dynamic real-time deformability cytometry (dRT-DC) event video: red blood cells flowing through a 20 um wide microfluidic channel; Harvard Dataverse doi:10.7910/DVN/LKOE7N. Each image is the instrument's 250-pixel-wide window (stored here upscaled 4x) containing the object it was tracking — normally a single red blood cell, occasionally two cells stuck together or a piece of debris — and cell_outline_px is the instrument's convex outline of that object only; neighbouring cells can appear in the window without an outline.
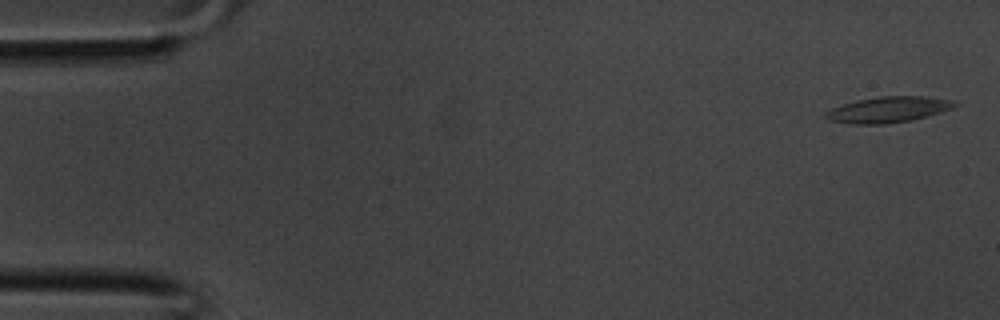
{"species": "common noctule bat (a hibernating species)", "species_latin": "Nyctalus noctula", "temperature_condition": "room temperature", "stored_images_in_passage": 37, "camera_frame_rate_fps": 3000, "um_per_image_px": 0.085, "animal": {"sex": "male", "body_mass_g": 20.1, "forearm_length_mm": 53.5}, "frame": {"image": 1, "passage_image": 1, "time_ms": 0.0, "image_size_px": [1000, 320], "cell_outline_px": [[960, 104], [952, 108], [940, 112], [912, 120], [884, 124], [852, 124], [828, 120], [824, 116], [824, 112], [832, 108], [856, 100], [880, 96], [924, 96], [952, 100]], "centroid_in_image_um": [75.48, 9.31], "position_along_channel_um": 9.5, "area_um2": 19.42}}
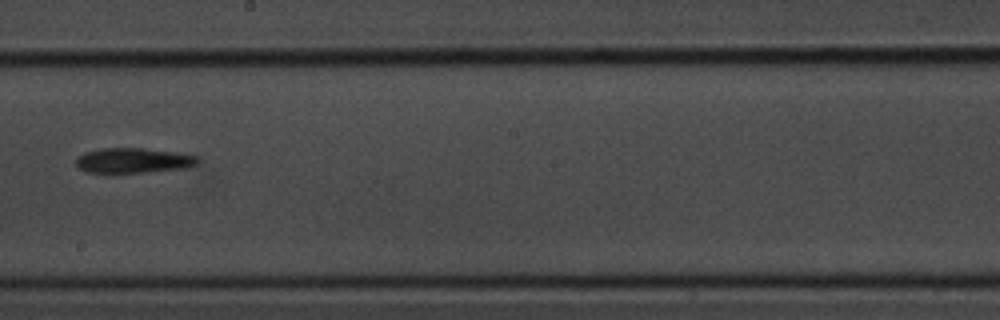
{"frame": {"image": 2, "passage_image": 21, "time_ms": 6.667, "image_size_px": [1000, 320], "cell_outline_px": [[200, 160], [192, 168], [144, 172], [84, 172], [76, 164], [76, 160], [84, 152], [104, 148], [144, 148], [184, 152], [200, 156]], "centroid_in_image_um": [11.47, 13.63], "position_along_channel_um": 236.7, "area_um2": 18.09}}
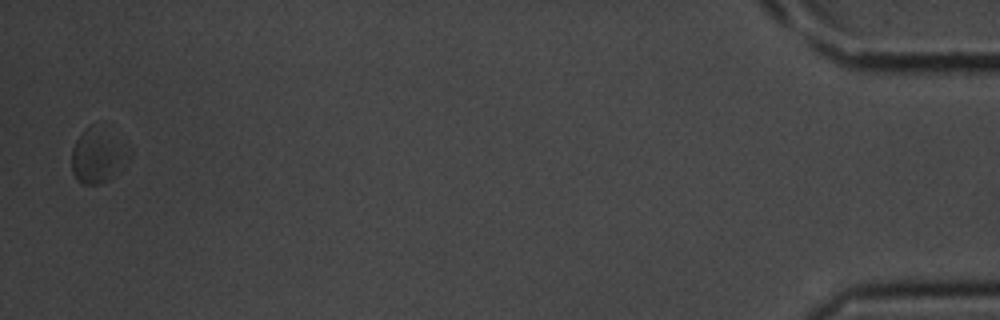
{"frame": {"image": 3, "passage_image": 37, "time_ms": 12.0, "image_size_px": [1000, 320], "cell_outline_px": [[120, 156], [108, 180], [96, 184], [80, 184], [76, 180], [72, 172], [72, 148], [80, 132], [84, 128], [92, 124], [96, 124]], "centroid_in_image_um": [7.91, 13.32], "position_along_channel_um": 427.3, "area_um2": 14.97}}